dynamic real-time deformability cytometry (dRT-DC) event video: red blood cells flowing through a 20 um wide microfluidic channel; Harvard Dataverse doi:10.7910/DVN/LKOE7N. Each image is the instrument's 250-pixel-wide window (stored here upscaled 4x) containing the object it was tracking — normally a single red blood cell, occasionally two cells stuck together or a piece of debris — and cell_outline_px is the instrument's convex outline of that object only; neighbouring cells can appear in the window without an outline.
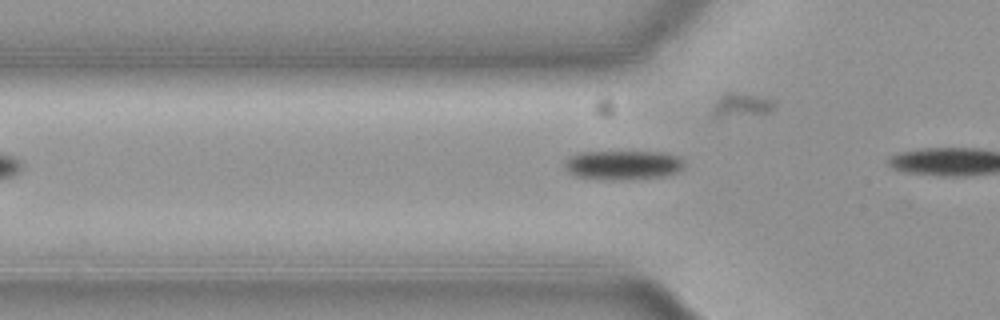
{"species": "common noctule bat (a hibernating species)", "species_latin": "Nyctalus noctula", "temperature_condition": "cold", "stored_images_in_passage": 4, "camera_frame_rate_fps": 3000, "um_per_image_px": 0.085, "animal": {"sex": "female", "body_mass_g": 19.3, "forearm_length_mm": 54.1}, "frame": {"image": 1, "passage_image": 3, "time_ms": 0.667, "image_size_px": [1000, 320], "cell_outline_px": [[684, 168], [676, 172], [664, 176], [612, 180], [608, 180], [576, 176], [568, 172], [564, 164], [568, 156], [580, 152], [664, 152], [680, 156], [684, 160]], "centroid_in_image_um": [52.97, 14.01], "position_along_channel_um": 72.8, "area_um2": 20.46}}